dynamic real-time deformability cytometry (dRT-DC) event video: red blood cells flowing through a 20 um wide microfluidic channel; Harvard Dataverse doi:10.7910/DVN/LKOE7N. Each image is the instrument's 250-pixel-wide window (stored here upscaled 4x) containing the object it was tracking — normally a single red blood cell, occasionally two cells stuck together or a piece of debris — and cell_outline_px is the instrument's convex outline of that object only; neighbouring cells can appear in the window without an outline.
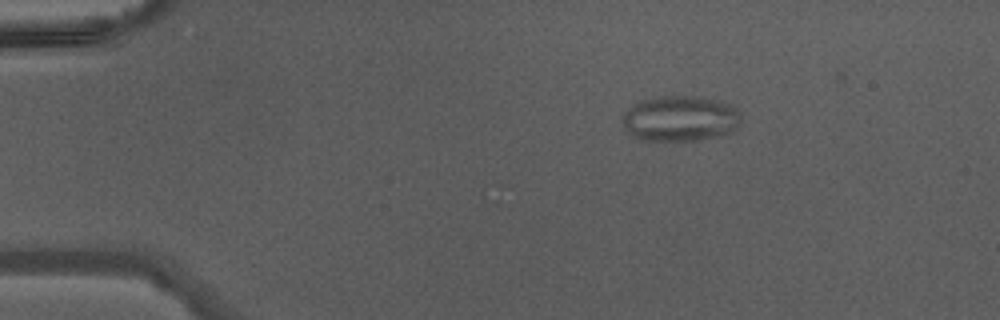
{"species": "Egyptian fruit bat (a non-hibernating species)", "species_latin": "Rousettus aegyptiacus", "temperature_condition": "warm", "stored_images_in_passage": 39, "camera_frame_rate_fps": 3000, "um_per_image_px": 0.085, "animal": {"sex": "male"}, "frame": {"image": 1, "passage_image": 1, "time_ms": 0.0, "image_size_px": [1000, 320], "cell_outline_px": [[740, 120], [736, 128], [732, 132], [720, 136], [700, 140], [640, 140], [632, 136], [624, 128], [620, 120], [624, 112], [632, 104], [640, 100], [660, 96], [700, 96], [720, 100], [732, 104], [740, 112]], "centroid_in_image_um": [57.81, 10.06], "position_along_channel_um": 27.2, "area_um2": 32.14}}
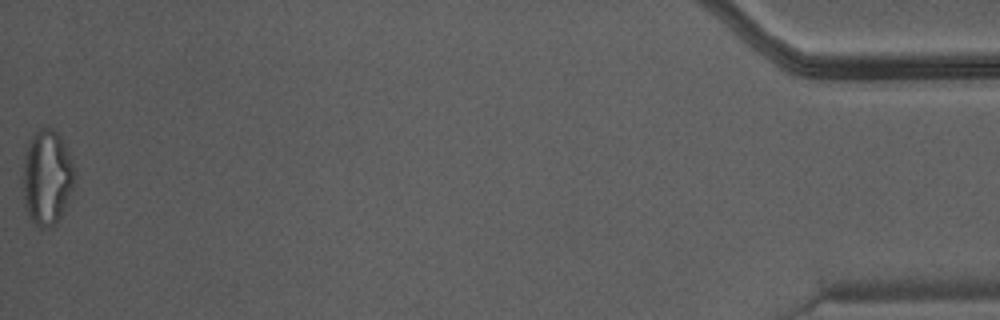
{"frame": {"image": 2, "passage_image": 39, "time_ms": 12.667, "image_size_px": [1000, 320], "cell_outline_px": [[72, 188], [64, 208], [56, 224], [48, 228], [40, 228], [32, 220], [28, 212], [24, 200], [20, 184], [20, 180], [24, 156], [28, 144], [36, 132], [40, 128], [48, 124], [60, 136], [68, 152], [72, 164]], "centroid_in_image_um": [3.93, 15.07], "position_along_channel_um": 431.3, "area_um2": 28.5}}